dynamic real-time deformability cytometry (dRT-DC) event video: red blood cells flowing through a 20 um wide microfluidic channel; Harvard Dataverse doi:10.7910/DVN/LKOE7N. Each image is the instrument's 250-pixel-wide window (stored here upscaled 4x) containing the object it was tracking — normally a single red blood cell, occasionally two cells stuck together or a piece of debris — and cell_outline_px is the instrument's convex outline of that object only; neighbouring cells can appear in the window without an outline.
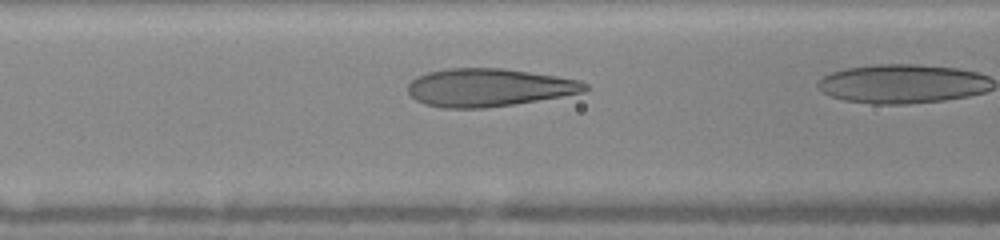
{"species": "human", "species_latin": "Homo sapiens", "temperature_condition": "warm", "stored_images_in_passage": 13, "camera_frame_rate_fps": 3000, "um_per_image_px": 0.085, "donor": {"sex": "female"}, "frame": {"image": 1, "passage_image": 11, "time_ms": 3.0, "image_size_px": [1000, 240], "cell_outline_px": [[588, 88], [584, 92], [512, 104], [484, 108], [444, 108], [424, 104], [416, 100], [408, 92], [408, 84], [416, 76], [428, 72], [444, 68], [500, 68], [556, 76], [580, 80], [588, 84]], "centroid_in_image_um": [41.5, 7.43], "position_along_channel_um": 125.1, "area_um2": 38.96}}